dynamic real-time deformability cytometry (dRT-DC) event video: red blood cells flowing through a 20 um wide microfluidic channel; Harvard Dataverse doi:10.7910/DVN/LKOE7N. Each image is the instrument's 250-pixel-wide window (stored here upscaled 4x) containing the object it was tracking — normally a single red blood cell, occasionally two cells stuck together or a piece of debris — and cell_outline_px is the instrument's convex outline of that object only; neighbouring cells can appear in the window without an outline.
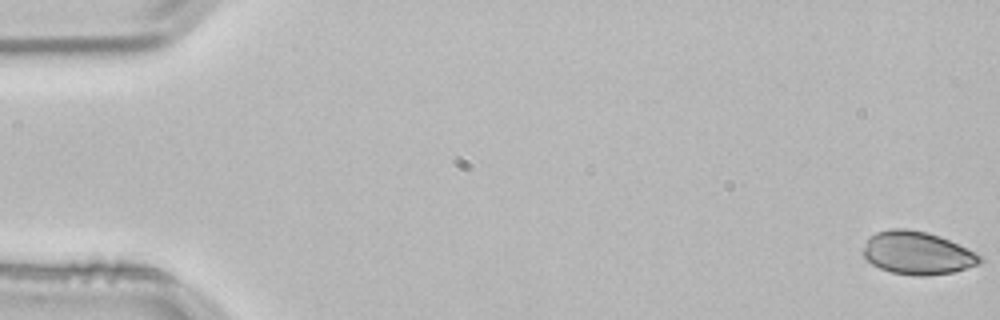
{"species": "common noctule bat (a hibernating species)", "species_latin": "Nyctalus noctula", "temperature_condition": "room temperature", "stored_images_in_passage": 54, "camera_frame_rate_fps": 3000, "um_per_image_px": 0.085, "animal": {"sex": "male", "body_mass_g": 21.5, "forearm_length_mm": 52.0}, "frame": {"image": 1, "passage_image": 1, "time_ms": 0.0, "image_size_px": [1000, 320], "cell_outline_px": [[984, 260], [980, 264], [952, 272], [924, 276], [912, 276], [892, 272], [880, 268], [872, 264], [864, 256], [864, 248], [868, 236], [876, 232], [892, 228], [904, 228], [928, 232], [940, 236], [976, 252]], "centroid_in_image_um": [77.98, 21.5], "position_along_channel_um": 7.0, "area_um2": 29.25}}
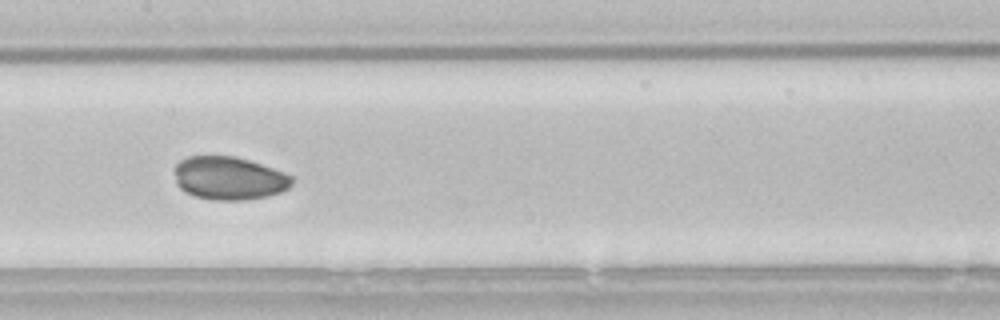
{"frame": {"image": 2, "passage_image": 27, "time_ms": 8.667, "image_size_px": [1000, 320], "cell_outline_px": [[296, 180], [288, 188], [280, 192], [268, 196], [244, 200], [212, 200], [196, 196], [184, 192], [176, 184], [176, 164], [180, 160], [188, 156], [236, 156], [296, 176]], "centroid_in_image_um": [19.5, 15.15], "position_along_channel_um": 187.9, "area_um2": 29.71}}
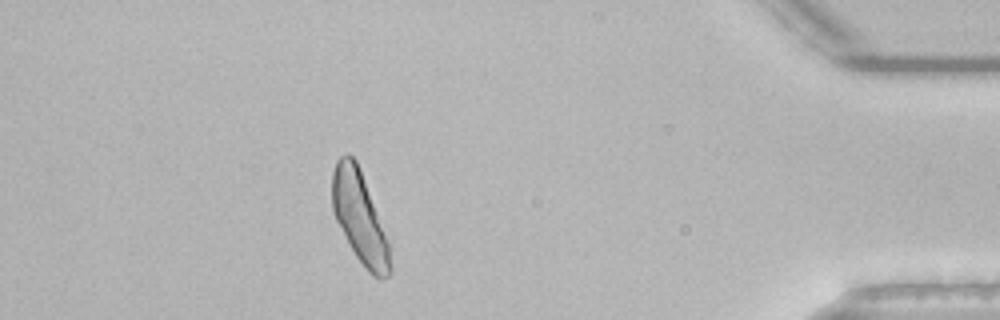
{"frame": {"image": 3, "passage_image": 48, "time_ms": 15.667, "image_size_px": [1000, 320], "cell_outline_px": [[392, 272], [388, 276], [380, 280], [372, 276], [368, 272], [356, 256], [348, 244], [336, 220], [332, 208], [332, 172], [336, 160], [340, 156], [348, 152], [356, 160], [388, 240], [392, 268]], "centroid_in_image_um": [30.56, 18.51], "position_along_channel_um": 404.6, "area_um2": 30.75}}